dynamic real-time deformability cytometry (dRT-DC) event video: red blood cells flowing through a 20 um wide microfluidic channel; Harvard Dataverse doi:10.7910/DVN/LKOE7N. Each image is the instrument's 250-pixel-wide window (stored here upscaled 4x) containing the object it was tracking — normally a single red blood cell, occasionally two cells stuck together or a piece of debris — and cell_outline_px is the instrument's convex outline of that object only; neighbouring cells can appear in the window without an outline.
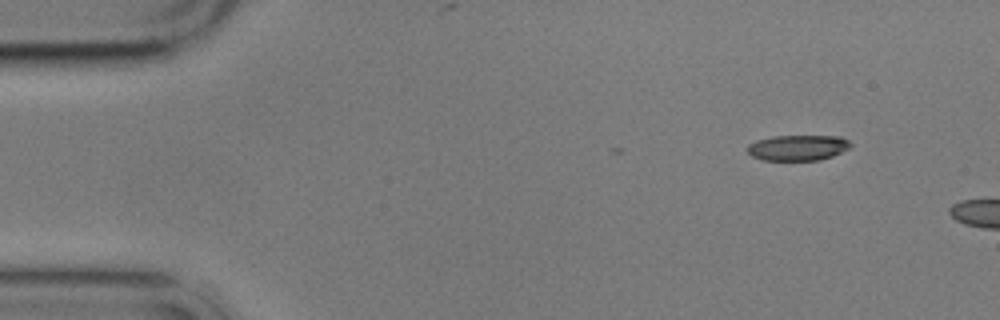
{"species": "common noctule bat (a hibernating species)", "species_latin": "Nyctalus noctula", "temperature_condition": "cold", "stored_images_in_passage": 3, "camera_frame_rate_fps": 3000, "um_per_image_px": 0.085, "animal": {"sex": "male", "body_mass_g": 17.9}, "frame": {"image": 1, "passage_image": 1, "time_ms": 0.0, "image_size_px": [1000, 320], "cell_outline_px": [[852, 144], [848, 148], [832, 156], [820, 160], [760, 160], [752, 156], [744, 148], [748, 144], [756, 140], [772, 136], [840, 136], [848, 140]], "centroid_in_image_um": [67.76, 12.55], "position_along_channel_um": 17.2, "area_um2": 15.49}}